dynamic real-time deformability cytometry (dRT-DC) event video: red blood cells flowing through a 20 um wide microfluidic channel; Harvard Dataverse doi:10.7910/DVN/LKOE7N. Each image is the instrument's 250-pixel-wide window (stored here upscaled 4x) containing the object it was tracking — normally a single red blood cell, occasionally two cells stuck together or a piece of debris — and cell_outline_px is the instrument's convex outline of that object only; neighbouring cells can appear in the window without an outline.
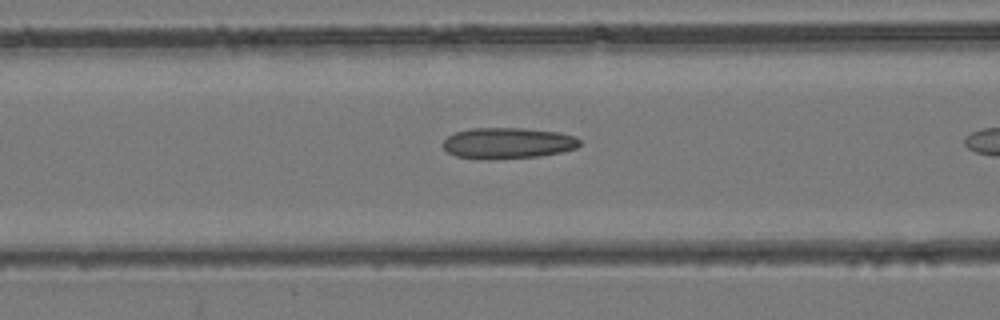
{"species": "common noctule bat (a hibernating species)", "species_latin": "Nyctalus noctula", "temperature_condition": "room temperature", "stored_images_in_passage": 10, "camera_frame_rate_fps": 3000, "um_per_image_px": 0.085, "animal": {"sex": "female", "body_mass_g": 24.6, "forearm_length_mm": 56.2}, "frame": {"image": 1, "passage_image": 9, "time_ms": 2.667, "image_size_px": [1000, 320], "cell_outline_px": [[580, 144], [576, 148], [560, 152], [540, 156], [456, 156], [448, 152], [444, 148], [444, 140], [448, 136], [456, 132], [472, 128], [524, 128], [560, 132], [576, 136], [580, 140]], "centroid_in_image_um": [43.24, 12.1], "position_along_channel_um": 123.4, "area_um2": 23.58}}